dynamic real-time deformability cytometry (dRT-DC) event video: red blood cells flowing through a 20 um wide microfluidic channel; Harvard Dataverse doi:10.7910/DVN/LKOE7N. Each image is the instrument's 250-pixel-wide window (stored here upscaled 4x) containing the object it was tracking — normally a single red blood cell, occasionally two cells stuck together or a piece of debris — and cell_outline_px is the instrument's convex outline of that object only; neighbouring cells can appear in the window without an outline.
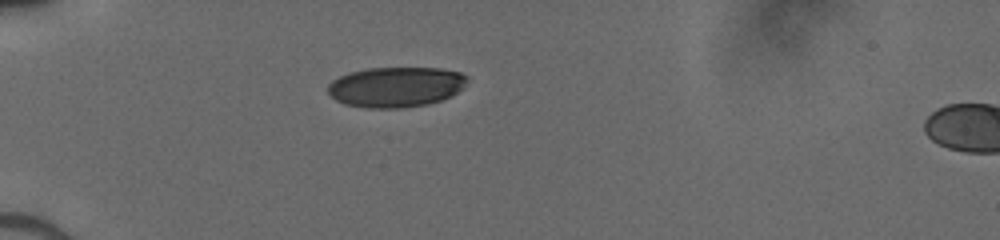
{"species": "human", "species_latin": "Homo sapiens", "temperature_condition": "cold", "stored_images_in_passage": 36, "camera_frame_rate_fps": 3000, "um_per_image_px": 0.085, "donor": {"sex": "male"}, "frame": {"image": 1, "passage_image": 1, "time_ms": 0.0, "image_size_px": [1000, 240], "cell_outline_px": [[468, 80], [464, 88], [452, 96], [428, 104], [404, 108], [364, 108], [344, 104], [336, 100], [328, 92], [328, 84], [332, 80], [340, 76], [352, 72], [368, 68], [440, 68], [460, 72], [468, 76]], "centroid_in_image_um": [33.68, 7.4], "position_along_channel_um": 51.3, "area_um2": 32.95}}
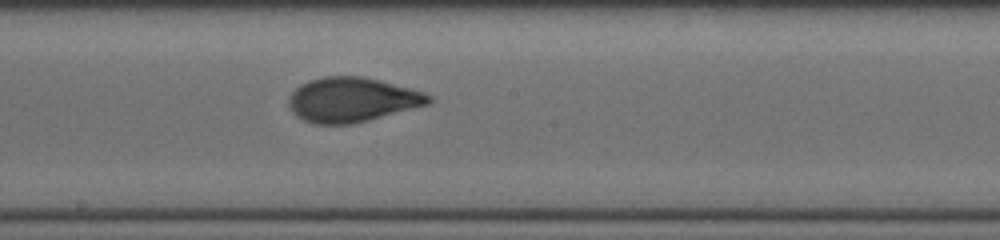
{"frame": {"image": 2, "passage_image": 15, "time_ms": 4.667, "image_size_px": [1000, 240], "cell_outline_px": [[432, 100], [428, 104], [368, 120], [352, 124], [312, 124], [296, 116], [292, 112], [288, 104], [288, 96], [300, 84], [308, 80], [324, 76], [360, 76], [380, 80], [424, 92], [432, 96]], "centroid_in_image_um": [29.88, 8.47], "position_along_channel_um": 218.3, "area_um2": 36.36}}
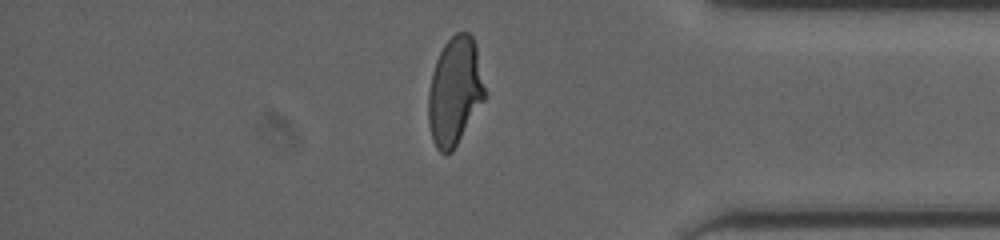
{"frame": {"image": 3, "passage_image": 29, "time_ms": 9.333, "image_size_px": [1000, 240], "cell_outline_px": [[484, 100], [452, 152], [440, 152], [436, 148], [432, 140], [428, 124], [428, 92], [432, 72], [436, 60], [444, 44], [456, 32], [468, 32], [472, 36], [476, 44], [484, 88]], "centroid_in_image_um": [38.63, 7.76], "position_along_channel_um": 396.6, "area_um2": 35.32}}